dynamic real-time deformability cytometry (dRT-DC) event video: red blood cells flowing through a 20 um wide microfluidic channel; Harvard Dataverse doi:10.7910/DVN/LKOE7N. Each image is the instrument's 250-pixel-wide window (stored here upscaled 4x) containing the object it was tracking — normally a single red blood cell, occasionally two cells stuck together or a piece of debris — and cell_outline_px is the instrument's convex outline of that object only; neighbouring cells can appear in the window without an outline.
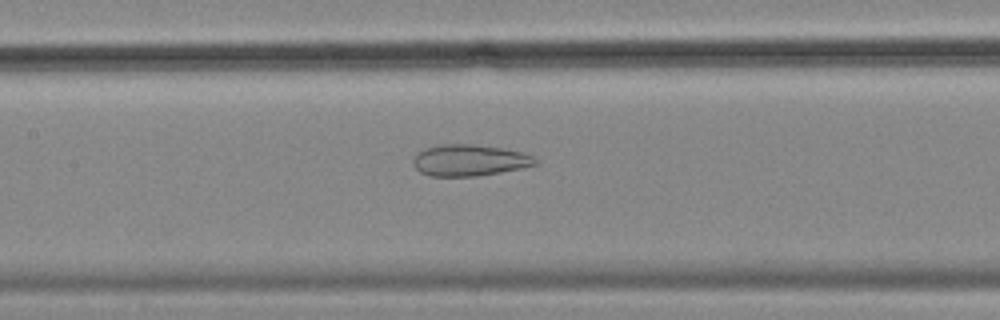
{"species": "common noctule bat (a hibernating species)", "species_latin": "Nyctalus noctula", "temperature_condition": "cold", "stored_images_in_passage": 56, "camera_frame_rate_fps": 3000, "um_per_image_px": 0.085, "animal": {"sex": "female", "body_mass_g": 18.4}, "frame": {"image": 1, "passage_image": 26, "time_ms": 8.333, "image_size_px": [1000, 320], "cell_outline_px": [[536, 164], [520, 168], [500, 172], [476, 176], [428, 176], [420, 172], [412, 164], [412, 160], [424, 148], [440, 144], [472, 144], [500, 148], [520, 152], [532, 156], [536, 160]], "centroid_in_image_um": [39.84, 13.63], "position_along_channel_um": 167.6, "area_um2": 22.08}}
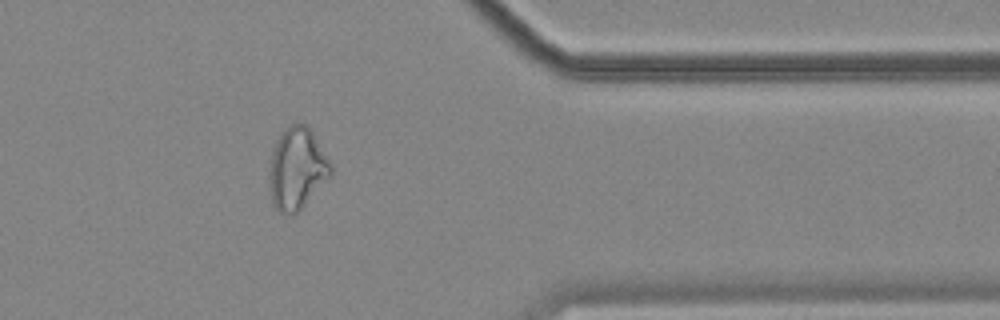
{"frame": {"image": 2, "passage_image": 46, "time_ms": 15.0, "image_size_px": [1000, 320], "cell_outline_px": [[332, 176], [296, 212], [280, 212], [272, 204], [268, 184], [268, 172], [272, 152], [276, 140], [288, 124], [308, 124], [332, 164]], "centroid_in_image_um": [25.23, 14.29], "position_along_channel_um": 386.2, "area_um2": 29.36}}
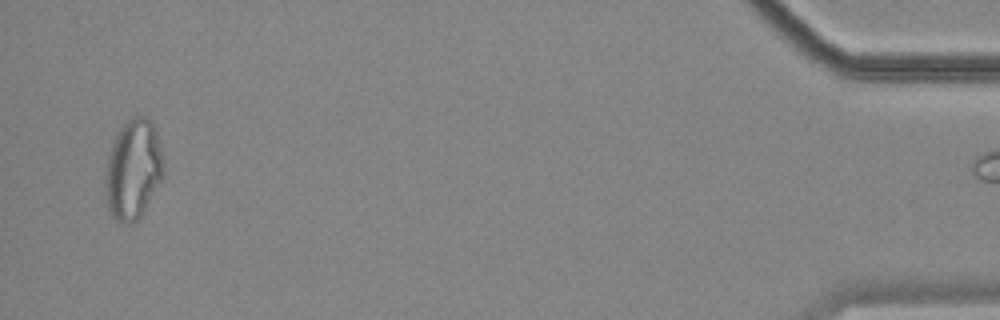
{"frame": {"image": 3, "passage_image": 55, "time_ms": 18.0, "image_size_px": [1000, 320], "cell_outline_px": [[164, 172], [160, 180], [140, 216], [136, 220], [120, 220], [112, 216], [108, 208], [104, 188], [104, 176], [108, 156], [112, 144], [120, 128], [136, 112], [148, 116], [152, 120], [156, 132], [160, 148]], "centroid_in_image_um": [11.3, 14.3], "position_along_channel_um": 423.9, "area_um2": 33.41}}